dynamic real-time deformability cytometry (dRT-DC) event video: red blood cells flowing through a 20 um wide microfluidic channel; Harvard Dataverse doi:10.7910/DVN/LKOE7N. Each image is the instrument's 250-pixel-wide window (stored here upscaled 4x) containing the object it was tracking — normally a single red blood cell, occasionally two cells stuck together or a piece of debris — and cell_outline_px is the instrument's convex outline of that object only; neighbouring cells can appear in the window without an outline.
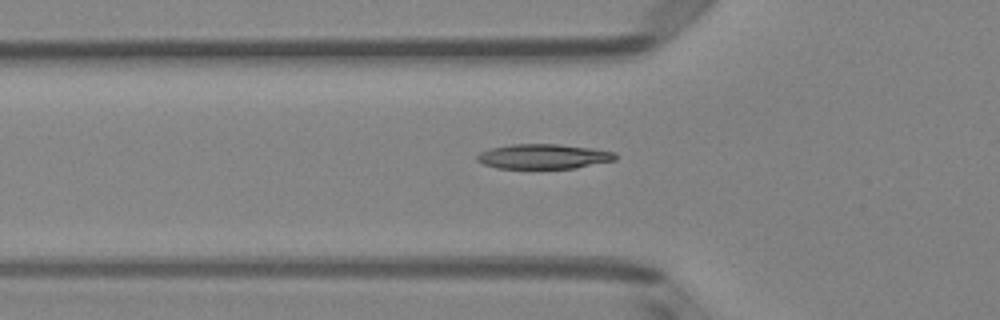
{"species": "Egyptian fruit bat (a non-hibernating species)", "species_latin": "Rousettus aegyptiacus", "temperature_condition": "room temperature", "stored_images_in_passage": 50, "camera_frame_rate_fps": 3000, "um_per_image_px": 0.085, "animal": {"sex": "female"}, "frame": {"image": 1, "passage_image": 17, "time_ms": 5.333, "image_size_px": [1000, 320], "cell_outline_px": [[616, 160], [576, 168], [496, 168], [484, 164], [476, 160], [476, 156], [480, 152], [492, 148], [512, 144], [560, 144], [592, 148], [616, 152]], "centroid_in_image_um": [46.22, 13.29], "position_along_channel_um": 79.6, "area_um2": 20.0}}
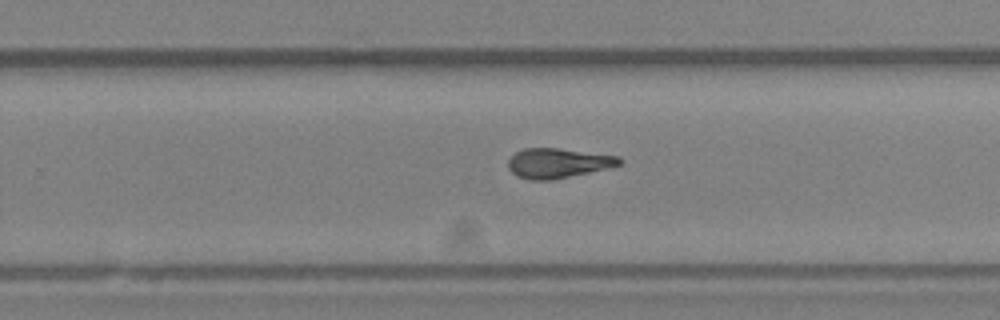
{"frame": {"image": 2, "passage_image": 32, "time_ms": 10.333, "image_size_px": [1000, 320], "cell_outline_px": [[620, 164], [612, 168], [552, 180], [528, 180], [516, 176], [508, 168], [508, 160], [516, 152], [524, 148], [556, 148], [620, 156]], "centroid_in_image_um": [47.43, 13.88], "position_along_channel_um": 282.4, "area_um2": 19.42}}
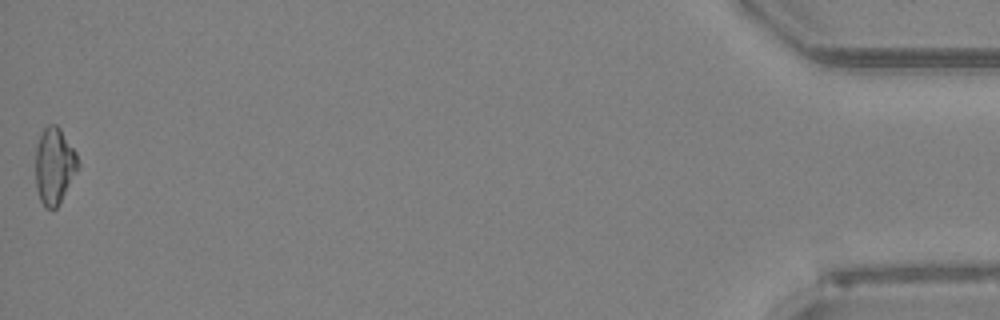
{"frame": {"image": 3, "passage_image": 50, "time_ms": 16.333, "image_size_px": [1000, 320], "cell_outline_px": [[80, 168], [56, 208], [44, 208], [40, 200], [36, 188], [36, 148], [40, 136], [44, 128], [48, 124], [56, 124], [60, 128], [76, 152], [80, 164]], "centroid_in_image_um": [4.64, 14.1], "position_along_channel_um": 430.6, "area_um2": 19.02}, "authors_computed_cell_mechanics": {"area_um2": 19.4208, "velocity_mm_per_s": 4.0531, "shape_relaxation_time_tau1_ms": null, "shape_relaxation_time_tau2_ms": 2.8233, "deformation_change_tau1": null, "deformation_change_tau2": 0.113}}